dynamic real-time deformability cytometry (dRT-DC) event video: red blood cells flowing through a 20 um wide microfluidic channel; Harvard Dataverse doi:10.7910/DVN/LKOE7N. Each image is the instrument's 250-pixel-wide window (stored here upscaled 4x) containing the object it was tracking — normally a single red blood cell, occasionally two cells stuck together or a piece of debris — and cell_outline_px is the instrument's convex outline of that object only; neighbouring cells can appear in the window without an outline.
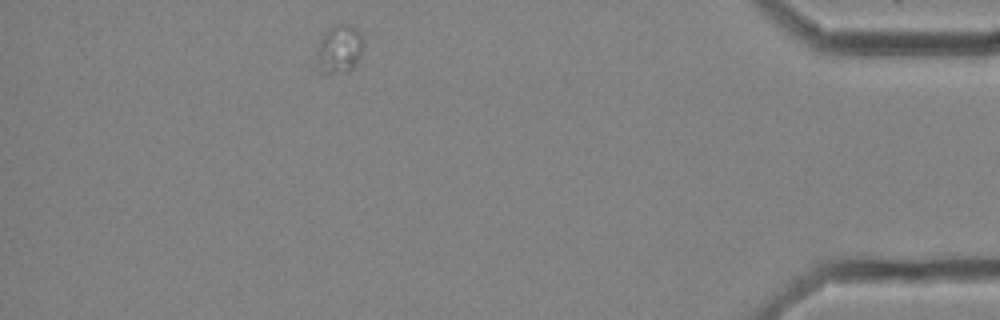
{"species": "common noctule bat (a hibernating species)", "species_latin": "Nyctalus noctula", "temperature_condition": "cold", "stored_images_in_passage": 45, "camera_frame_rate_fps": 3000, "um_per_image_px": 0.085, "animal": {"sex": "female", "body_mass_g": 25.1}, "frame": {"image": 1, "passage_image": 39, "time_ms": 12.667, "image_size_px": [1000, 320], "cell_outline_px": [[364, 44], [360, 56], [356, 64], [348, 72], [328, 76], [324, 76], [316, 72], [312, 68], [316, 48], [320, 40], [328, 28], [336, 24], [348, 24], [356, 28]], "centroid_in_image_um": [28.72, 4.29], "position_along_channel_um": 406.5, "area_um2": 14.22}}